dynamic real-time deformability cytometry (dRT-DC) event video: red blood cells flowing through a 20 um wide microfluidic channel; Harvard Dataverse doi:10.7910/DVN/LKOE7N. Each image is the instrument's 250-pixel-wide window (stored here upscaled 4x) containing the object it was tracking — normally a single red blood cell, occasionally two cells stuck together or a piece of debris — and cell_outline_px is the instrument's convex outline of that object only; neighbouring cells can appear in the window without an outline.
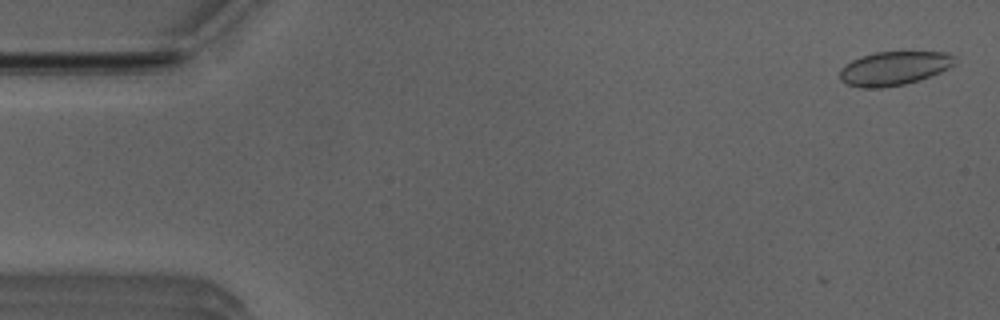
{"species": "Egyptian fruit bat (a non-hibernating species)", "species_latin": "Rousettus aegyptiacus", "temperature_condition": "room temperature", "stored_images_in_passage": 2, "camera_frame_rate_fps": 3000, "um_per_image_px": 0.085, "animal": {"sex": "male"}, "frame": {"image": 1, "passage_image": 2, "time_ms": 0.333, "image_size_px": [1000, 320], "cell_outline_px": [[956, 64], [940, 72], [904, 84], [884, 88], [860, 88], [848, 84], [840, 80], [840, 68], [852, 60], [876, 52], [948, 52], [956, 60]], "centroid_in_image_um": [75.98, 5.81], "position_along_channel_um": 9.0, "area_um2": 22.48}}